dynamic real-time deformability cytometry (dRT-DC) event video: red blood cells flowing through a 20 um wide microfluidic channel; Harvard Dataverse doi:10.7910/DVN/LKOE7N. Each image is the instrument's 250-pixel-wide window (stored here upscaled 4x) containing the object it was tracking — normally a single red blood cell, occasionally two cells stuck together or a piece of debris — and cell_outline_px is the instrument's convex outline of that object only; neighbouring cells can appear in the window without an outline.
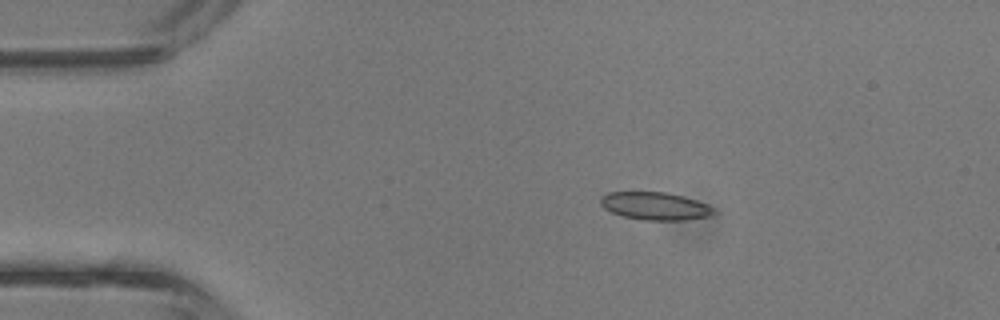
{"species": "common noctule bat (a hibernating species)", "species_latin": "Nyctalus noctula", "temperature_condition": "room temperature", "stored_images_in_passage": 3, "camera_frame_rate_fps": 3000, "um_per_image_px": 0.085, "animal": {"sex": "male", "body_mass_g": 13.3}, "frame": {"image": 1, "passage_image": 2, "time_ms": 0.333, "image_size_px": [1000, 320], "cell_outline_px": [[716, 212], [712, 216], [684, 220], [644, 220], [624, 216], [612, 212], [604, 208], [600, 204], [600, 196], [608, 192], [664, 192], [684, 196], [708, 204], [716, 208]], "centroid_in_image_um": [55.72, 17.51], "position_along_channel_um": 29.3, "area_um2": 18.5}}